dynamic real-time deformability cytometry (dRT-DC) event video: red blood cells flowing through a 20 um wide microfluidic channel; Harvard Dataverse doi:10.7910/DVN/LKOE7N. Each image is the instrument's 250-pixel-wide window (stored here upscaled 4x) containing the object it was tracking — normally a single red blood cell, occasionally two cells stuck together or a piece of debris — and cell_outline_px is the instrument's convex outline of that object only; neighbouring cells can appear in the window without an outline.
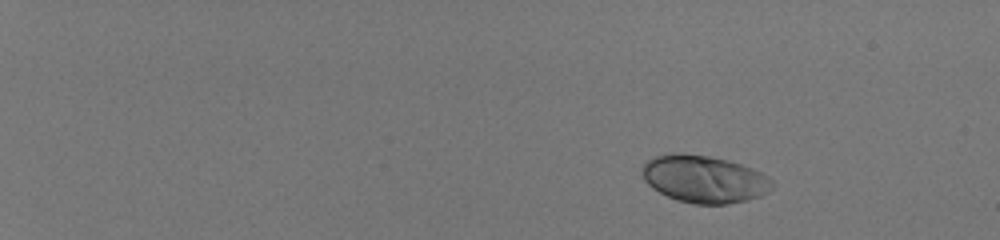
{"species": "human", "species_latin": "Homo sapiens", "temperature_condition": "room temperature", "stored_images_in_passage": 47, "camera_frame_rate_fps": 3000, "um_per_image_px": 0.085, "donor": {"sex": "male"}, "frame": {"image": 1, "passage_image": 1, "time_ms": 0.0, "image_size_px": [1000, 240], "cell_outline_px": [[776, 184], [768, 192], [760, 196], [748, 200], [728, 204], [692, 204], [676, 200], [652, 188], [644, 180], [640, 168], [648, 160], [656, 156], [672, 152], [676, 152], [708, 156], [728, 160], [752, 168], [768, 176]], "centroid_in_image_um": [59.86, 15.22], "position_along_channel_um": 25.1, "area_um2": 36.18}}
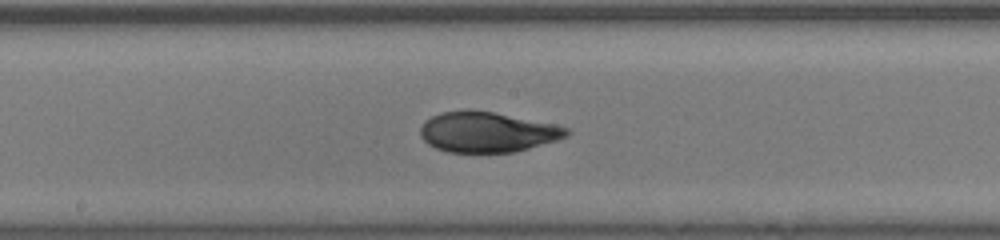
{"frame": {"image": 2, "passage_image": 27, "time_ms": 8.667, "image_size_px": [1000, 240], "cell_outline_px": [[572, 132], [568, 136], [556, 140], [516, 152], [448, 152], [436, 148], [428, 144], [420, 136], [420, 128], [424, 120], [440, 112], [468, 108], [492, 112], [556, 124], [568, 128]], "centroid_in_image_um": [41.4, 11.21], "position_along_channel_um": 206.8, "area_um2": 34.68}}
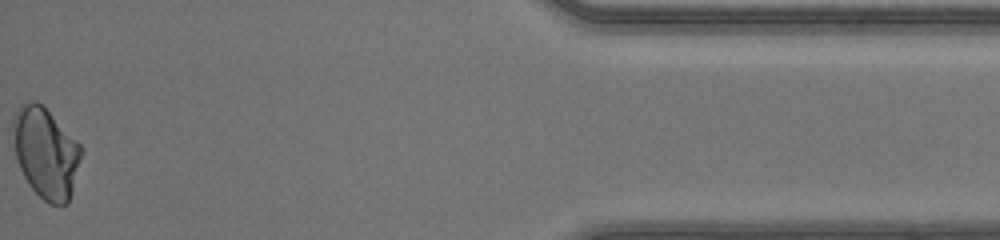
{"frame": {"image": 3, "passage_image": 47, "time_ms": 15.333, "image_size_px": [1000, 240], "cell_outline_px": [[84, 148], [72, 192], [68, 204], [48, 204], [28, 184], [20, 168], [16, 156], [12, 120], [12, 116], [20, 104], [32, 100], [36, 100]], "centroid_in_image_um": [3.89, 13.0], "position_along_channel_um": 431.3, "area_um2": 35.72}, "authors_computed_cell_mechanics": {"area_um2": 34.7378, "velocity_mm_per_s": 4.1988, "shape_relaxation_time_tau1_ms": 5.657, "shape_relaxation_time_tau2_ms": null, "deformation_change_tau1": 0.1943, "deformation_change_tau2": null}}